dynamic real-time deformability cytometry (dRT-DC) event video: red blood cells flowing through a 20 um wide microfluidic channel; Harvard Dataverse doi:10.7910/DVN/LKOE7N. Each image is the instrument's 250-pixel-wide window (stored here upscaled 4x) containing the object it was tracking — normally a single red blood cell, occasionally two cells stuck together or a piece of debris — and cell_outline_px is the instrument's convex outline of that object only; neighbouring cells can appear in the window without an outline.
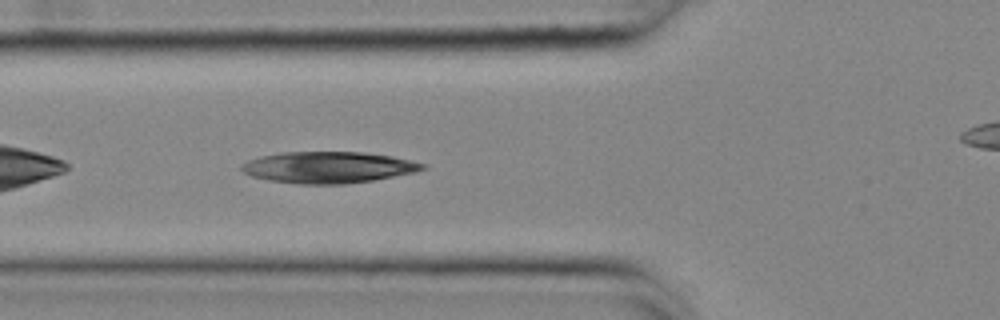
{"species": "common noctule bat (a hibernating species)", "species_latin": "Nyctalus noctula", "temperature_condition": "cold", "stored_images_in_passage": 34, "camera_frame_rate_fps": 3000, "um_per_image_px": 0.085, "animal": {"sex": "female", "body_mass_g": 25.1}, "frame": {"image": 1, "passage_image": 5, "time_ms": 1.333, "image_size_px": [1000, 320], "cell_outline_px": [[428, 168], [416, 172], [372, 180], [344, 184], [300, 184], [268, 180], [252, 176], [244, 172], [240, 168], [240, 164], [248, 160], [260, 156], [280, 152], [364, 152], [392, 156], [428, 164]], "centroid_in_image_um": [27.91, 14.22], "position_along_channel_um": 97.9, "area_um2": 33.29}}
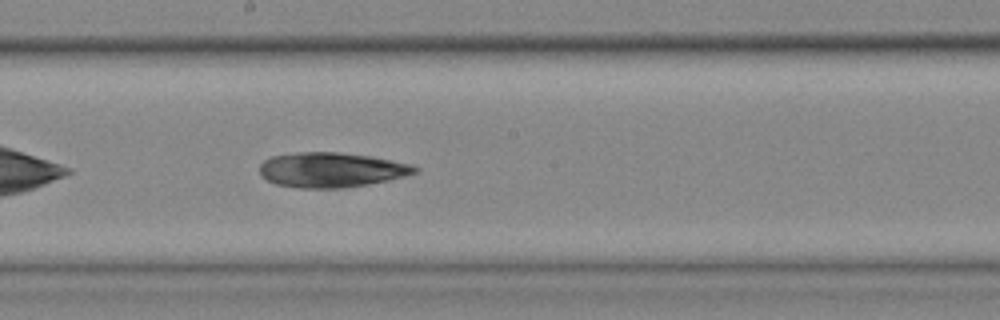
{"frame": {"image": 2, "passage_image": 15, "time_ms": 4.667, "image_size_px": [1000, 320], "cell_outline_px": [[420, 168], [416, 172], [404, 176], [388, 180], [368, 184], [340, 188], [300, 188], [276, 184], [268, 180], [260, 172], [260, 164], [264, 160], [272, 156], [296, 152], [340, 152], [372, 156], [412, 164]], "centroid_in_image_um": [28.18, 14.43], "position_along_channel_um": 220.0, "area_um2": 31.5}}
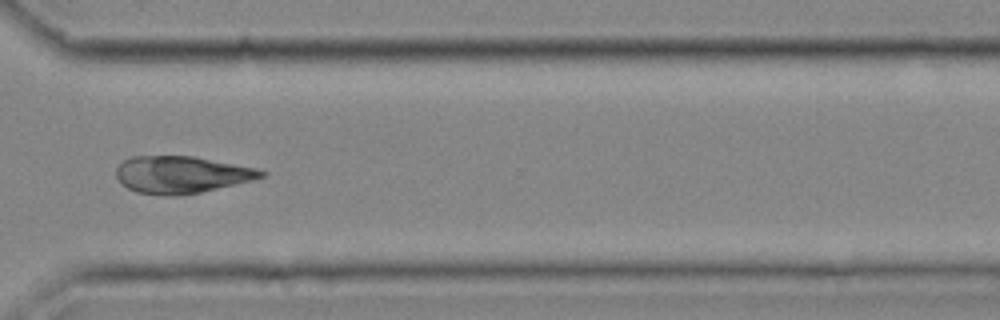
{"frame": {"image": 3, "passage_image": 26, "time_ms": 8.333, "image_size_px": [1000, 320], "cell_outline_px": [[268, 172], [264, 176], [252, 180], [200, 192], [180, 196], [164, 196], [136, 192], [128, 188], [116, 176], [116, 168], [124, 160], [132, 156], [192, 156], [260, 168]], "centroid_in_image_um": [15.44, 14.84], "position_along_channel_um": 355.2, "area_um2": 31.39}}